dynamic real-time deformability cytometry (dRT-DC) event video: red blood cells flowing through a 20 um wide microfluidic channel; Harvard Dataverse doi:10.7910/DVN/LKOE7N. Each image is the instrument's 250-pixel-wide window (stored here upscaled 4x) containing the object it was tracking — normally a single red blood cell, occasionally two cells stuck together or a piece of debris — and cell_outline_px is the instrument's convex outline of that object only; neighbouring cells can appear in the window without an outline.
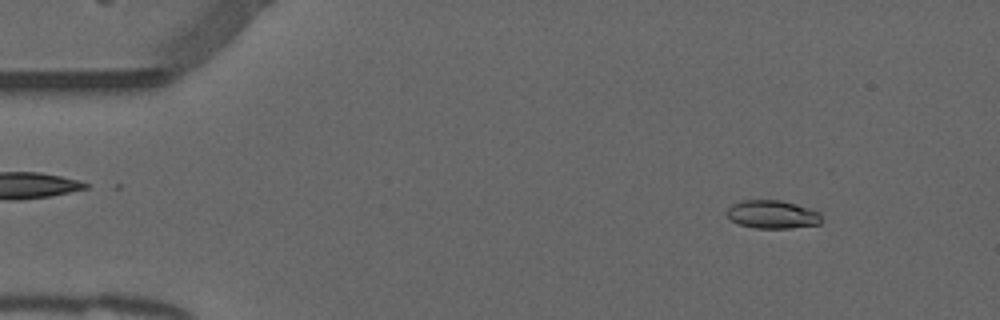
{"species": "common noctule bat (a hibernating species)", "species_latin": "Nyctalus noctula", "temperature_condition": "warm", "stored_images_in_passage": 53, "camera_frame_rate_fps": 3000, "um_per_image_px": 0.085, "animal": {"sex": "male", "forearm_length_mm": 52.5}, "frame": {"image": 1, "passage_image": 6, "time_ms": 1.667, "image_size_px": [1000, 320], "cell_outline_px": [[824, 220], [820, 224], [792, 228], [756, 228], [740, 224], [728, 220], [724, 212], [732, 204], [740, 200], [780, 200], [796, 204], [820, 212]], "centroid_in_image_um": [65.64, 18.23], "position_along_channel_um": 19.4, "area_um2": 15.9}}
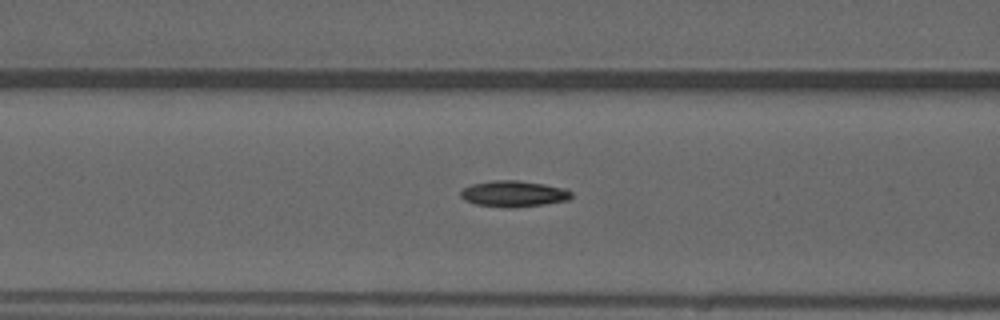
{"frame": {"image": 2, "passage_image": 21, "time_ms": 6.667, "image_size_px": [1000, 320], "cell_outline_px": [[572, 196], [568, 200], [544, 204], [516, 208], [508, 208], [476, 204], [464, 200], [460, 196], [460, 192], [464, 188], [472, 184], [492, 180], [516, 180], [544, 184], [568, 188], [572, 192]], "centroid_in_image_um": [43.68, 16.47], "position_along_channel_um": 122.9, "area_um2": 16.99}}
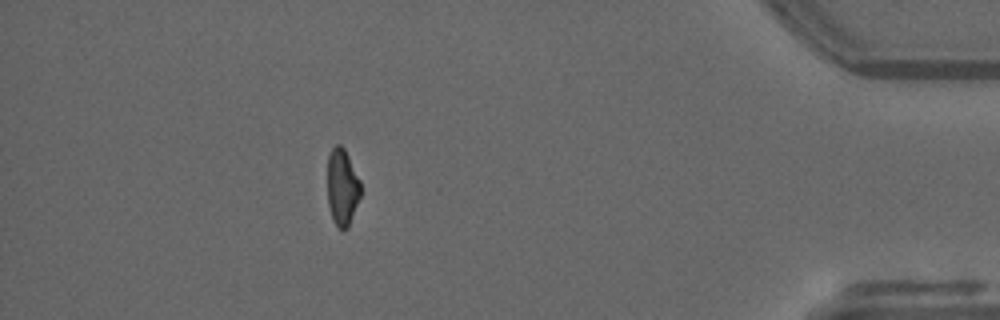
{"frame": {"image": 3, "passage_image": 47, "time_ms": 15.333, "image_size_px": [1000, 320], "cell_outline_px": [[360, 196], [348, 228], [340, 228], [332, 220], [328, 204], [328, 156], [332, 148], [336, 144], [340, 144], [344, 148], [360, 180]], "centroid_in_image_um": [29.08, 15.89], "position_along_channel_um": 406.1, "area_um2": 14.68}, "authors_computed_cell_mechanics": {"area_um2": 16.0106, "velocity_mm_per_s": 3.8712, "shape_relaxation_time_tau1_ms": null, "shape_relaxation_time_tau2_ms": 3.2614, "deformation_change_tau1": null, "deformation_change_tau2": 0.0921}}